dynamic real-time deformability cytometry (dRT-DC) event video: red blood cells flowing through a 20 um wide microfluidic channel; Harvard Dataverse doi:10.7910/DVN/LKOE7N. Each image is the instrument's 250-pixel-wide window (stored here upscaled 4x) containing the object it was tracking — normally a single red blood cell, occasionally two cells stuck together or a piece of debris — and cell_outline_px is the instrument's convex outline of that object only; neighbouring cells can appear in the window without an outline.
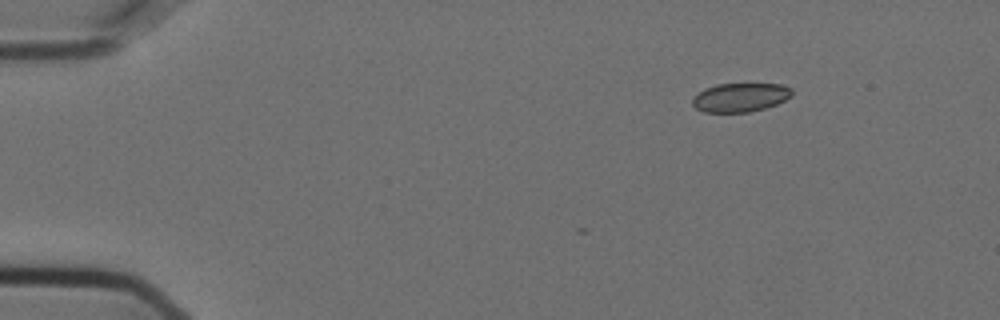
{"species": "Egyptian fruit bat (a non-hibernating species)", "species_latin": "Rousettus aegyptiacus", "temperature_condition": "cold", "stored_images_in_passage": 3, "camera_frame_rate_fps": 3000, "um_per_image_px": 0.085, "animal": {"sex": "female"}, "frame": {"image": 1, "passage_image": 1, "time_ms": 0.0, "image_size_px": [1000, 320], "cell_outline_px": [[792, 96], [776, 104], [764, 108], [748, 112], [704, 112], [696, 108], [692, 104], [692, 96], [704, 88], [716, 84], [780, 84], [792, 88]], "centroid_in_image_um": [62.89, 8.27], "position_along_channel_um": 22.1, "area_um2": 16.76}}